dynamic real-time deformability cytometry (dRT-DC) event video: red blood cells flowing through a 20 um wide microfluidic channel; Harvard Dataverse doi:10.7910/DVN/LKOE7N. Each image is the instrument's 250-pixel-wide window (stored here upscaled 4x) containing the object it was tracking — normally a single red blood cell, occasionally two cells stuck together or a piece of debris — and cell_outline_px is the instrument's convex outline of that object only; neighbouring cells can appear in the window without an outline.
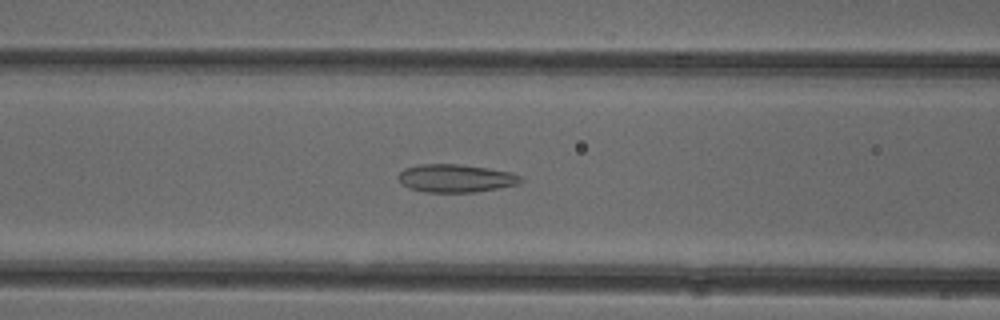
{"species": "common noctule bat (a hibernating species)", "species_latin": "Nyctalus noctula", "temperature_condition": "cold", "stored_images_in_passage": 52, "camera_frame_rate_fps": 3000, "um_per_image_px": 0.085, "animal": {"sex": "female"}, "frame": {"image": 1, "passage_image": 21, "time_ms": 6.667, "image_size_px": [1000, 320], "cell_outline_px": [[524, 180], [516, 184], [476, 192], [424, 192], [408, 188], [396, 176], [404, 168], [416, 164], [456, 164], [488, 168], [508, 172], [520, 176]], "centroid_in_image_um": [38.67, 15.15], "position_along_channel_um": 127.9, "area_um2": 19.83}}
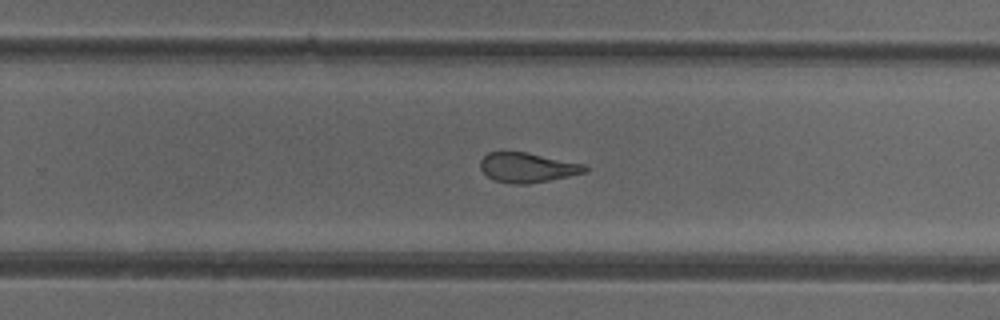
{"frame": {"image": 2, "passage_image": 33, "time_ms": 10.667, "image_size_px": [1000, 320], "cell_outline_px": [[588, 172], [528, 184], [512, 184], [496, 180], [488, 176], [480, 168], [480, 160], [488, 152], [524, 152], [584, 164], [588, 168]], "centroid_in_image_um": [44.83, 14.24], "position_along_channel_um": 285.0, "area_um2": 17.86}}
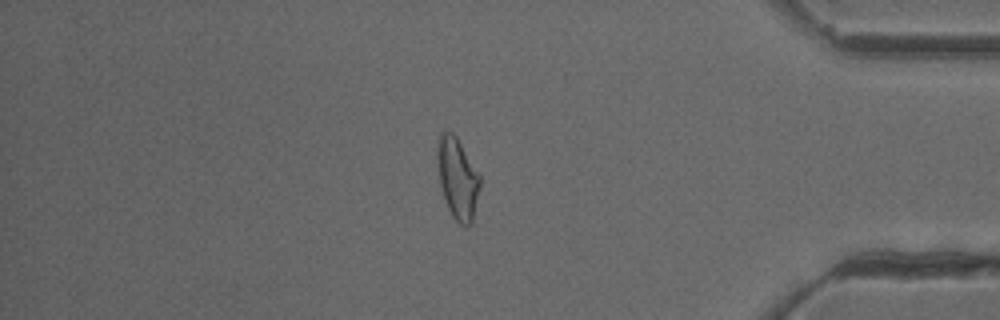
{"frame": {"image": 3, "passage_image": 44, "time_ms": 14.333, "image_size_px": [1000, 320], "cell_outline_px": [[480, 184], [472, 220], [464, 228], [452, 216], [448, 208], [440, 184], [436, 156], [436, 148], [440, 132], [452, 132], [456, 136], [480, 172]], "centroid_in_image_um": [38.88, 15.11], "position_along_channel_um": 396.3, "area_um2": 20.17}, "authors_computed_cell_mechanics": {"area_um2": 20.6924, "velocity_mm_per_s": 3.9327, "shape_relaxation_time_tau1_ms": null, "shape_relaxation_time_tau2_ms": 2.0396, "deformation_change_tau1": null, "deformation_change_tau2": 0.1003}}